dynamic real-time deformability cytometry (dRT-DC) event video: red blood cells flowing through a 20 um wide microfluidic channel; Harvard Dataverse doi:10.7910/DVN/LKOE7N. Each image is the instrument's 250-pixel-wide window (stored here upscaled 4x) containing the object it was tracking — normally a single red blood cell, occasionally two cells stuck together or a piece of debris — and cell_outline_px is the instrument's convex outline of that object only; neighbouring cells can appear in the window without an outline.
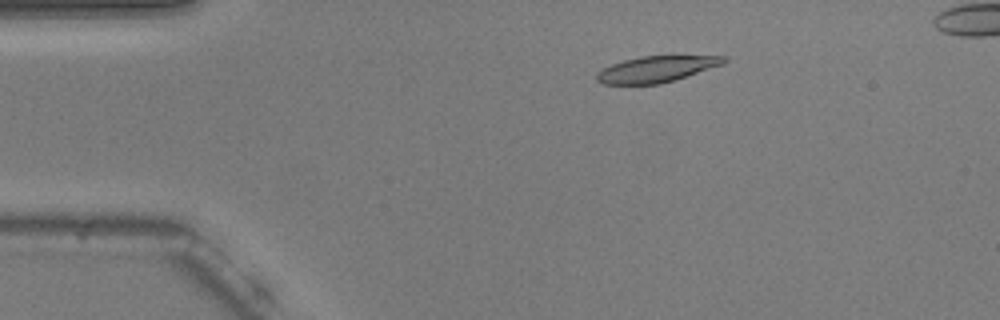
{"species": "common noctule bat (a hibernating species)", "species_latin": "Nyctalus noctula", "temperature_condition": "warm", "stored_images_in_passage": 53, "camera_frame_rate_fps": 3000, "um_per_image_px": 0.085, "animal": {"sex": "male", "body_mass_g": 20.5, "forearm_length_mm": 52.5}, "frame": {"image": 1, "passage_image": 9, "time_ms": 2.667, "image_size_px": [1000, 320], "cell_outline_px": [[728, 60], [724, 64], [676, 80], [660, 84], [604, 84], [596, 80], [596, 72], [600, 68], [624, 60], [640, 56], [728, 56]], "centroid_in_image_um": [55.79, 5.88], "position_along_channel_um": 29.2, "area_um2": 19.54}}
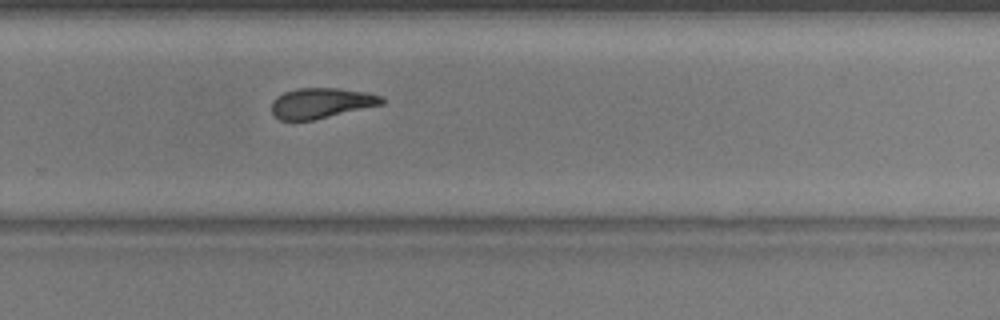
{"frame": {"image": 2, "passage_image": 35, "time_ms": 11.333, "image_size_px": [1000, 320], "cell_outline_px": [[384, 104], [312, 120], [280, 120], [272, 116], [272, 100], [276, 96], [284, 92], [296, 88], [336, 88], [368, 92], [380, 96], [384, 100]], "centroid_in_image_um": [27.27, 8.76], "position_along_channel_um": 302.5, "area_um2": 19.54}}
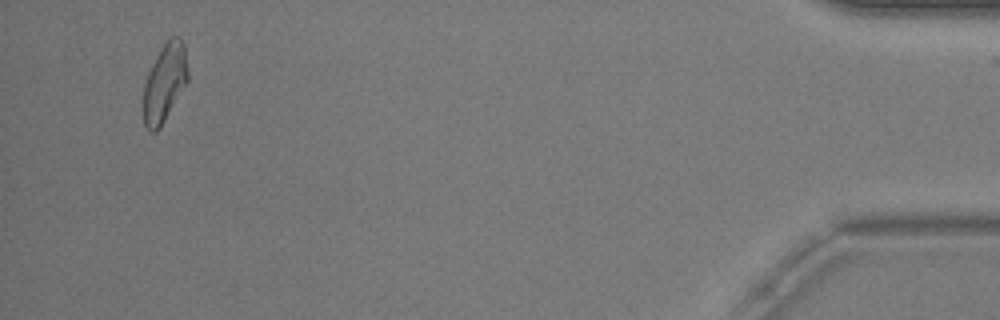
{"frame": {"image": 3, "passage_image": 51, "time_ms": 16.667, "image_size_px": [1000, 320], "cell_outline_px": [[188, 80], [160, 128], [156, 132], [152, 132], [144, 124], [144, 84], [148, 72], [164, 40], [168, 36], [180, 36], [184, 44], [188, 72]], "centroid_in_image_um": [14.0, 6.97], "position_along_channel_um": 421.2, "area_um2": 20.23}, "authors_computed_cell_mechanics": {"area_um2": 20.3456, "velocity_mm_per_s": 3.7407, "shape_relaxation_time_tau1_ms": 5.424, "shape_relaxation_time_tau2_ms": 2.7344, "deformation_change_tau1": 0.1944, "deformation_change_tau2": 0.1097}}